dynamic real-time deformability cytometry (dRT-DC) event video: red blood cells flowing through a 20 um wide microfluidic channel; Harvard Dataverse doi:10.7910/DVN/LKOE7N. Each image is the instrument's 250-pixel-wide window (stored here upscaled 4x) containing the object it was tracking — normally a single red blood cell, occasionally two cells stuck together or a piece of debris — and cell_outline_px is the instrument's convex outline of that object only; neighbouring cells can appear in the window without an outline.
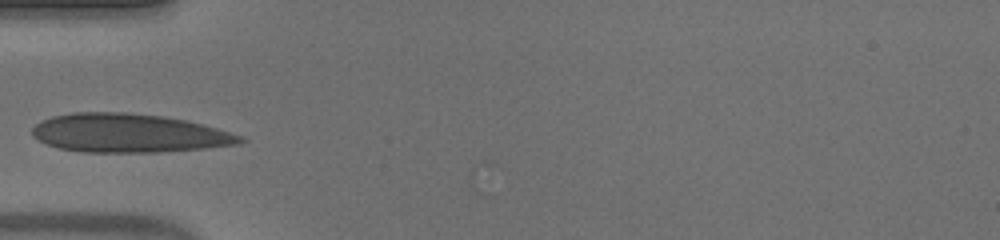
{"species": "human", "species_latin": "Homo sapiens", "temperature_condition": "warm", "stored_images_in_passage": 13, "camera_frame_rate_fps": 3000, "um_per_image_px": 0.085, "donor": {"sex": "male"}, "frame": {"image": 1, "passage_image": 1, "time_ms": 0.0, "image_size_px": [1000, 240], "cell_outline_px": [[248, 140], [240, 144], [204, 148], [156, 152], [84, 152], [60, 148], [48, 144], [32, 136], [32, 128], [36, 124], [52, 116], [72, 112], [124, 112], [164, 116], [184, 120], [216, 128], [244, 136]], "centroid_in_image_um": [10.96, 11.31], "position_along_channel_um": 74.0, "area_um2": 46.7}}
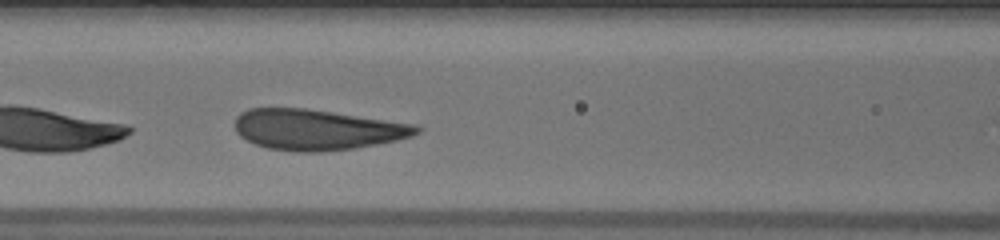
{"frame": {"image": 2, "passage_image": 6, "time_ms": 1.667, "image_size_px": [1000, 240], "cell_outline_px": [[420, 132], [412, 136], [396, 140], [356, 148], [320, 152], [300, 152], [268, 148], [256, 144], [240, 136], [236, 132], [236, 116], [240, 112], [248, 108], [304, 108], [416, 124], [420, 128]], "centroid_in_image_um": [26.94, 11.02], "position_along_channel_um": 139.7, "area_um2": 42.83}}
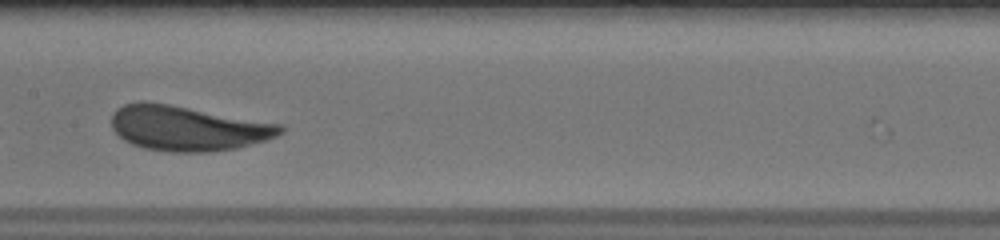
{"frame": {"image": 3, "passage_image": 10, "time_ms": 3.0, "image_size_px": [1000, 240], "cell_outline_px": [[284, 132], [276, 136], [264, 140], [236, 148], [208, 152], [172, 152], [144, 148], [132, 144], [124, 140], [112, 128], [112, 112], [116, 108], [124, 104], [140, 100], [144, 100], [168, 104], [284, 124]], "centroid_in_image_um": [15.94, 10.89], "position_along_channel_um": 191.5, "area_um2": 44.33}}